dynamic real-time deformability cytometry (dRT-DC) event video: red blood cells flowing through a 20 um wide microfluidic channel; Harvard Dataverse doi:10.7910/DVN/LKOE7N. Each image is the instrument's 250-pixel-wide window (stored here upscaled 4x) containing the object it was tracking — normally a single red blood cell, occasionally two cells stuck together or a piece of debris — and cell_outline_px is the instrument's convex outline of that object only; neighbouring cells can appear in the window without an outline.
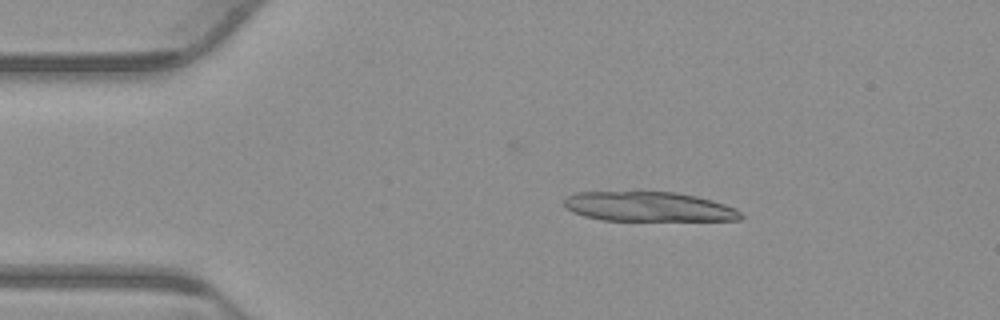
{"species": "common noctule bat (a hibernating species)", "species_latin": "Nyctalus noctula", "temperature_condition": "warm", "stored_images_in_passage": 17, "camera_frame_rate_fps": 3000, "um_per_image_px": 0.085, "animal": {"sex": "male", "body_mass_g": 23.1, "forearm_length_mm": 52.7}, "frame": {"image": 1, "passage_image": 8, "time_ms": 2.333, "image_size_px": [1000, 320], "cell_outline_px": [[744, 216], [740, 220], [600, 220], [584, 216], [572, 212], [564, 208], [564, 196], [576, 192], [676, 192], [696, 196], [712, 200], [736, 208]], "centroid_in_image_um": [55.09, 17.56], "position_along_channel_um": 29.9, "area_um2": 30.63}}